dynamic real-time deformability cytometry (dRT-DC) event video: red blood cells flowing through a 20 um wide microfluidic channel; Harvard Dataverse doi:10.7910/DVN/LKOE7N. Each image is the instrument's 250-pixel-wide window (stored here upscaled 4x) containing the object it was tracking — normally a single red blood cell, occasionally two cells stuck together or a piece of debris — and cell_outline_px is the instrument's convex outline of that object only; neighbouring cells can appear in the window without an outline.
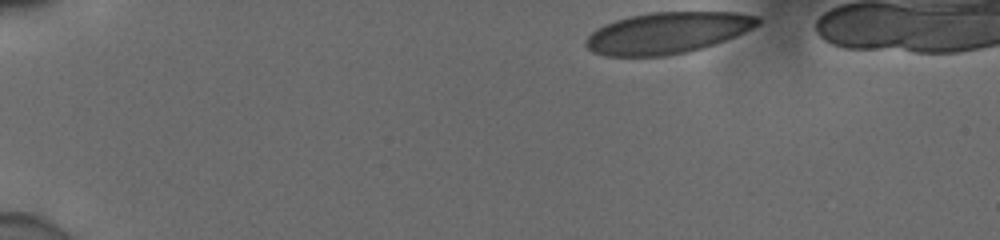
{"species": "human", "species_latin": "Homo sapiens", "temperature_condition": "cold", "stored_images_in_passage": 38, "camera_frame_rate_fps": 3000, "um_per_image_px": 0.085, "donor": {"sex": "male"}, "frame": {"image": 1, "passage_image": 1, "time_ms": 0.0, "image_size_px": [1000, 240], "cell_outline_px": [[760, 24], [736, 36], [688, 52], [664, 56], [604, 56], [592, 52], [584, 44], [584, 40], [596, 28], [604, 24], [628, 16], [652, 12], [736, 12], [756, 16], [760, 20]], "centroid_in_image_um": [56.68, 2.79], "position_along_channel_um": 28.3, "area_um2": 41.38}}
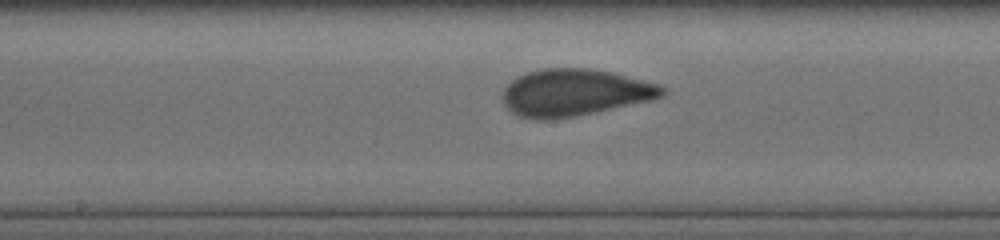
{"frame": {"image": 2, "passage_image": 22, "time_ms": 7.0, "image_size_px": [1000, 240], "cell_outline_px": [[664, 92], [660, 96], [652, 100], [572, 116], [548, 120], [540, 120], [520, 116], [512, 112], [504, 104], [504, 88], [516, 76], [528, 72], [544, 68], [588, 68], [612, 72], [656, 84], [664, 88]], "centroid_in_image_um": [48.79, 7.86], "position_along_channel_um": 199.4, "area_um2": 42.95}}
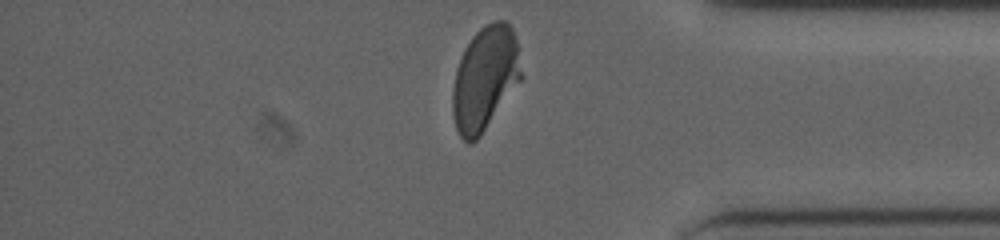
{"frame": {"image": 3, "passage_image": 38, "time_ms": 12.333, "image_size_px": [1000, 240], "cell_outline_px": [[524, 76], [480, 136], [476, 140], [468, 144], [460, 136], [456, 128], [452, 112], [452, 88], [456, 68], [464, 48], [472, 36], [484, 24], [496, 20], [504, 20], [512, 28], [516, 36]], "centroid_in_image_um": [41.23, 6.64], "position_along_channel_um": 394.0, "area_um2": 42.02}, "authors_computed_cell_mechanics": {"area_um2": 42.6275, "velocity_mm_per_s": 3.8822, "shape_relaxation_time_tau1_ms": 7.605, "shape_relaxation_time_tau2_ms": null, "deformation_change_tau1": 0.1846, "deformation_change_tau2": null}}